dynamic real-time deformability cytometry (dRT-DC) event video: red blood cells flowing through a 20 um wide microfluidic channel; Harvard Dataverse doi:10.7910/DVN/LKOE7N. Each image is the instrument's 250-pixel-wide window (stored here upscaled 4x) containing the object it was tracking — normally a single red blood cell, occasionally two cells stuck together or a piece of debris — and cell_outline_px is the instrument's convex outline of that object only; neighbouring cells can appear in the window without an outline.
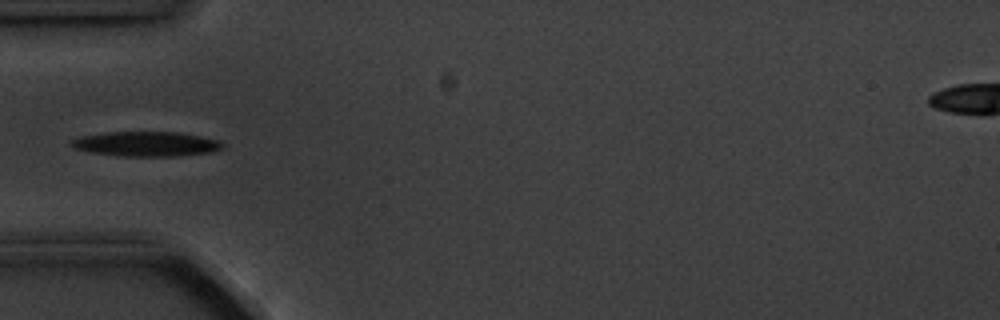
{"species": "common noctule bat (a hibernating species)", "species_latin": "Nyctalus noctula", "temperature_condition": "cold", "stored_images_in_passage": 9, "camera_frame_rate_fps": 3000, "um_per_image_px": 0.085, "animal": {"sex": "male", "body_mass_g": 20.1, "forearm_length_mm": 53.5}, "frame": {"image": 1, "passage_image": 4, "time_ms": 3.333, "image_size_px": [1000, 320], "cell_outline_px": [[224, 148], [212, 152], [176, 156], [124, 156], [92, 152], [76, 148], [68, 144], [68, 140], [80, 136], [104, 132], [176, 132], [200, 136], [220, 140], [224, 144]], "centroid_in_image_um": [12.43, 12.23], "position_along_channel_um": 72.6, "area_um2": 21.91}}